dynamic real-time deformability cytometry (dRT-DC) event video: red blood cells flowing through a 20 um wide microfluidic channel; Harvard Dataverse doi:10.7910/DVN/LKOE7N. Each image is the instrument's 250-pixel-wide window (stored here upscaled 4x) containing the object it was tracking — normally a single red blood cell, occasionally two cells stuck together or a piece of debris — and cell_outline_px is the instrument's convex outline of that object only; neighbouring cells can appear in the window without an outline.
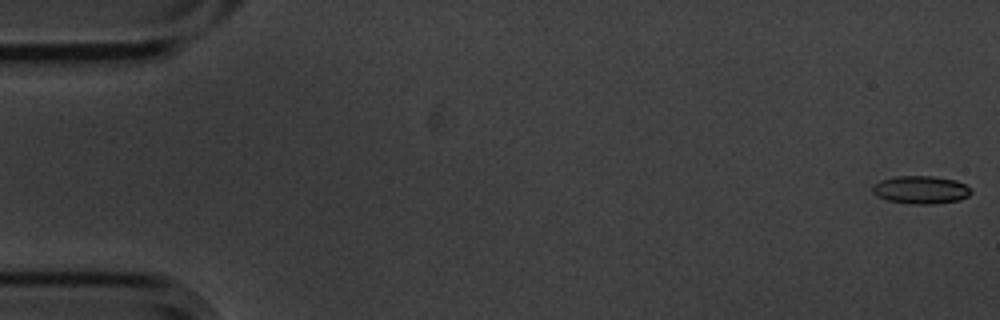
{"species": "common noctule bat (a hibernating species)", "species_latin": "Nyctalus noctula", "temperature_condition": "cold", "stored_images_in_passage": 57, "camera_frame_rate_fps": 3000, "um_per_image_px": 0.085, "animal": {"sex": "male", "body_mass_g": 20.1, "forearm_length_mm": 53.5}, "frame": {"image": 1, "passage_image": 1, "time_ms": 0.0, "image_size_px": [1000, 320], "cell_outline_px": [[972, 192], [968, 196], [960, 200], [932, 204], [912, 204], [888, 200], [872, 192], [872, 188], [880, 180], [896, 176], [932, 176], [956, 180], [964, 184]], "centroid_in_image_um": [78.29, 16.13], "position_along_channel_um": 6.7, "area_um2": 15.84}}
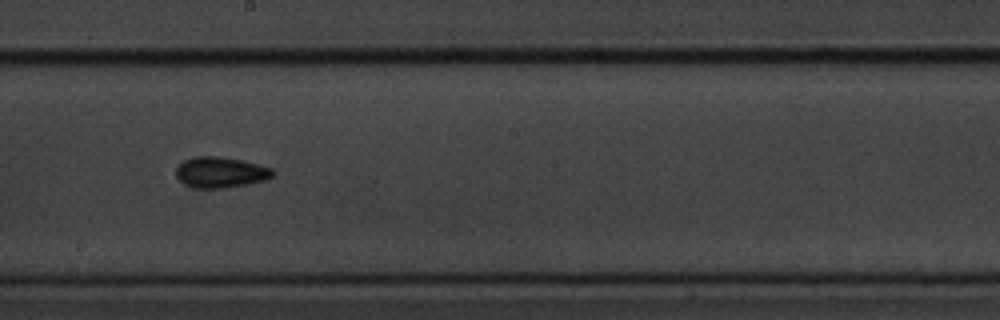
{"frame": {"image": 2, "passage_image": 32, "time_ms": 10.333, "image_size_px": [1000, 320], "cell_outline_px": [[276, 172], [268, 180], [248, 184], [224, 188], [196, 188], [184, 184], [176, 176], [176, 168], [184, 160], [196, 156], [216, 156], [244, 160], [272, 168]], "centroid_in_image_um": [18.78, 14.65], "position_along_channel_um": 229.4, "area_um2": 17.51}}
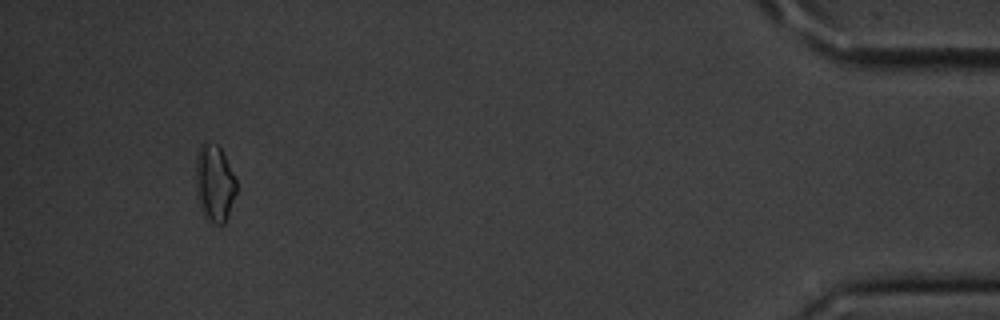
{"frame": {"image": 3, "passage_image": 54, "time_ms": 17.667, "image_size_px": [1000, 320], "cell_outline_px": [[236, 192], [228, 216], [224, 224], [216, 224], [204, 220], [196, 196], [196, 156], [200, 144], [204, 140], [216, 144], [220, 148], [236, 180]], "centroid_in_image_um": [18.2, 15.6], "position_along_channel_um": 417.0, "area_um2": 18.44}, "authors_computed_cell_mechanics": {"area_um2": 15.9528, "velocity_mm_per_s": 3.4922, "shape_relaxation_time_tau1_ms": 1.889, "shape_relaxation_time_tau2_ms": null, "deformation_change_tau1": 0.0761, "deformation_change_tau2": null}}